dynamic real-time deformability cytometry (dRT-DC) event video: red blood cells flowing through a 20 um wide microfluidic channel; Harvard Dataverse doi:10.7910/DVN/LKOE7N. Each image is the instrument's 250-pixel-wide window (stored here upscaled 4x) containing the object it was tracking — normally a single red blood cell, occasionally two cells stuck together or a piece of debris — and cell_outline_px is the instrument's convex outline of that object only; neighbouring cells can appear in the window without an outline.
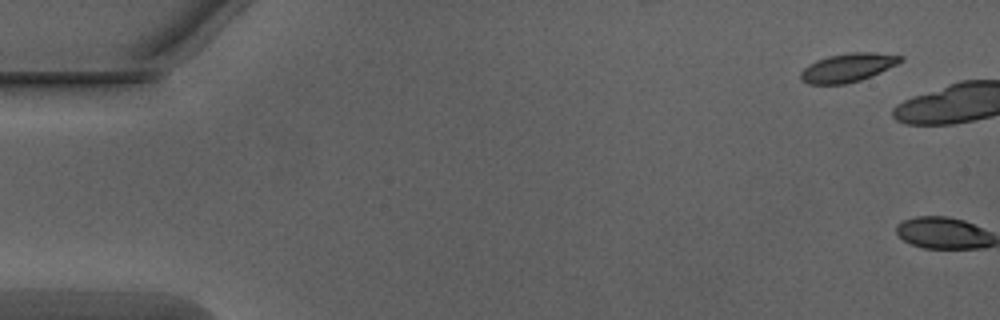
{"species": "Egyptian fruit bat (a non-hibernating species)", "species_latin": "Rousettus aegyptiacus", "temperature_condition": "warm", "stored_images_in_passage": 2, "camera_frame_rate_fps": 3000, "um_per_image_px": 0.085, "animal": {"sex": "male"}, "frame": {"image": 1, "passage_image": 1, "time_ms": 0.0, "image_size_px": [1000, 320], "cell_outline_px": [[904, 60], [880, 72], [860, 80], [844, 84], [808, 84], [800, 80], [800, 72], [808, 64], [816, 60], [828, 56], [848, 52], [872, 52], [904, 56]], "centroid_in_image_um": [72.03, 5.74], "position_along_channel_um": 13.0, "area_um2": 16.65}}